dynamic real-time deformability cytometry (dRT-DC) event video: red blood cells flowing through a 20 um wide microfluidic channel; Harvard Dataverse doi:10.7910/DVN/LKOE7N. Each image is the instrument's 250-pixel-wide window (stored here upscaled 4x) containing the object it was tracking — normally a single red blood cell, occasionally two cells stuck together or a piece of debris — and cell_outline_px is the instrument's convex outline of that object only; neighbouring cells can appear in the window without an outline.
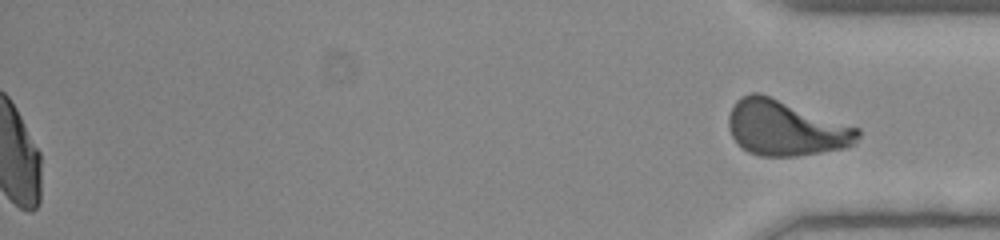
{"species": "human", "species_latin": "Homo sapiens", "temperature_condition": "room temperature", "stored_images_in_passage": 48, "segment_of_instrument_passage": [2, 2], "camera_frame_rate_fps": 3000, "um_per_image_px": 0.085, "donor": {"sex": "female"}, "frame": {"image": 1, "passage_image": 48, "time_ms": 15.667, "image_size_px": [1000, 240], "cell_outline_px": [[860, 136], [852, 144], [844, 148], [796, 156], [760, 156], [748, 152], [732, 136], [728, 128], [728, 116], [736, 100], [740, 96], [752, 92], [760, 92], [772, 96], [860, 128]], "centroid_in_image_um": [66.77, 10.86], "position_along_channel_um": 368.4, "area_um2": 41.73}}